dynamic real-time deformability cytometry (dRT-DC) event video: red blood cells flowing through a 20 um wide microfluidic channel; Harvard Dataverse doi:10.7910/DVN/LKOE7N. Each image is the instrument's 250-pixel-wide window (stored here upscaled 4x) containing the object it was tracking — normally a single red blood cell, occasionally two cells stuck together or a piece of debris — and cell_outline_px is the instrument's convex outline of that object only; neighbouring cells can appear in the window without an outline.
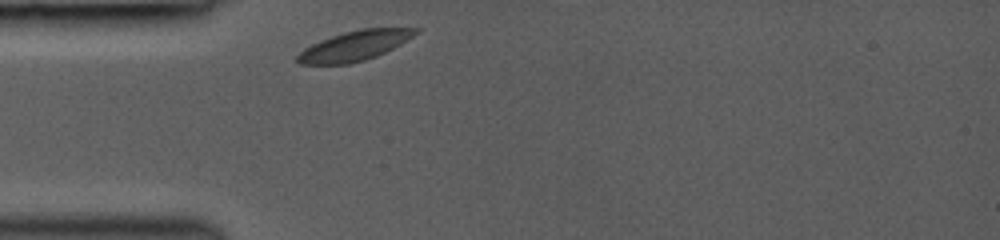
{"species": "common noctule bat (a hibernating species)", "species_latin": "Nyctalus noctula", "temperature_condition": "room temperature", "stored_images_in_passage": 6, "camera_frame_rate_fps": 3000, "um_per_image_px": 0.085, "animal": {"sex": "female", "body_mass_g": 19.0, "forearm_length_mm": 53.3}, "frame": {"image": 1, "passage_image": 1, "time_ms": 0.0, "image_size_px": [1000, 240], "cell_outline_px": [[420, 32], [400, 44], [376, 56], [364, 60], [348, 64], [300, 64], [296, 60], [296, 56], [304, 48], [320, 40], [344, 32], [360, 28], [420, 28]], "centroid_in_image_um": [30.14, 3.88], "position_along_channel_um": 54.9, "area_um2": 20.4}}
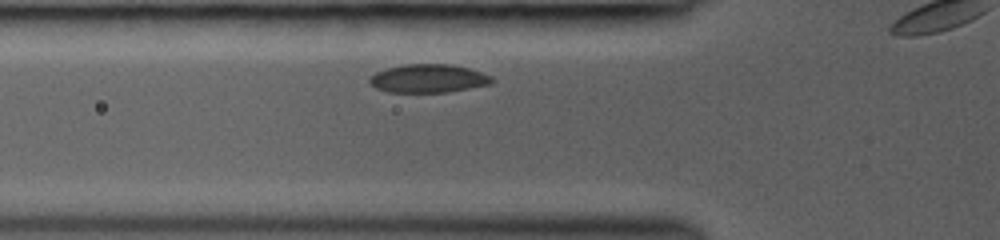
{"frame": {"image": 2, "passage_image": 4, "time_ms": 1.0, "image_size_px": [1000, 240], "cell_outline_px": [[496, 80], [492, 84], [444, 92], [388, 92], [376, 88], [368, 80], [368, 76], [376, 72], [388, 68], [404, 64], [452, 64], [468, 68], [492, 76]], "centroid_in_image_um": [36.41, 6.66], "position_along_channel_um": 89.4, "area_um2": 20.23}}